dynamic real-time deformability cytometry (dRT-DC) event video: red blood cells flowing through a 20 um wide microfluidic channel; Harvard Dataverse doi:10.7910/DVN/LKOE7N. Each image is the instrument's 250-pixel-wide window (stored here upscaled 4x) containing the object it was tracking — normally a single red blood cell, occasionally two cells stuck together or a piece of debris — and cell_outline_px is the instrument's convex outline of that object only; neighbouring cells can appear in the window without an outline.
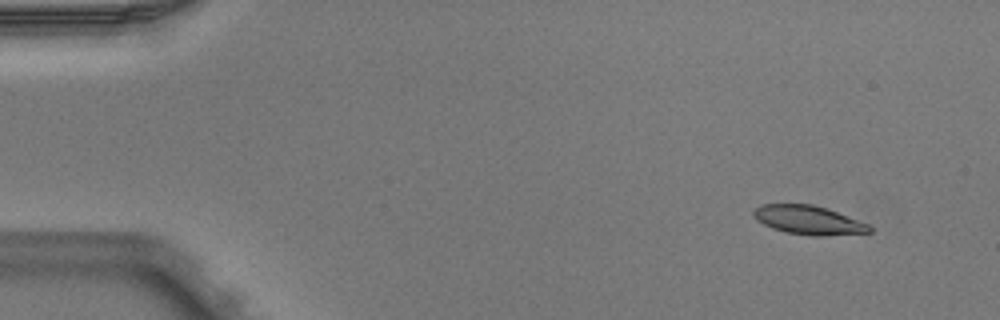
{"species": "Egyptian fruit bat (a non-hibernating species)", "species_latin": "Rousettus aegyptiacus", "temperature_condition": "warm", "stored_images_in_passage": 5, "camera_frame_rate_fps": 3000, "um_per_image_px": 0.085, "animal": {"sex": "male"}, "frame": {"image": 1, "passage_image": 2, "time_ms": 0.333, "image_size_px": [1000, 320], "cell_outline_px": [[872, 232], [824, 236], [812, 236], [784, 232], [772, 228], [756, 220], [752, 216], [752, 212], [760, 204], [812, 204], [828, 208], [868, 224], [872, 228]], "centroid_in_image_um": [68.7, 18.71], "position_along_channel_um": 16.3, "area_um2": 19.65}}